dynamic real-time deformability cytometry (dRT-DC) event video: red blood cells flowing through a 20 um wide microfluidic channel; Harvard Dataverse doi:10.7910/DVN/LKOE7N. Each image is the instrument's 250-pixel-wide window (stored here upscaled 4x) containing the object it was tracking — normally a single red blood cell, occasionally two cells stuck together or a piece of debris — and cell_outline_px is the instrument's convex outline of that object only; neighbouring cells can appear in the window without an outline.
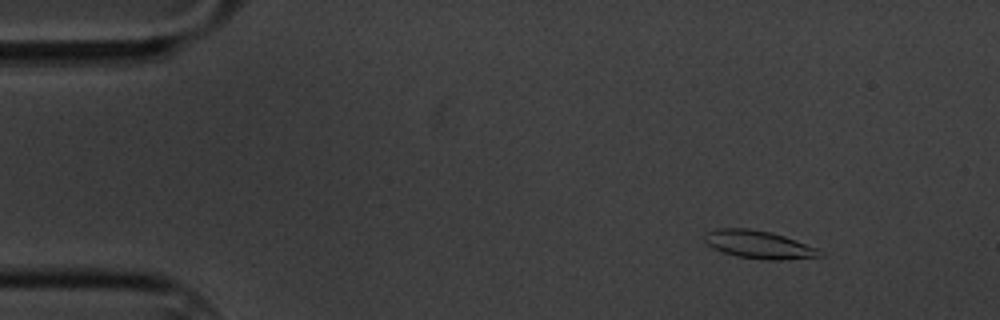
{"species": "common noctule bat (a hibernating species)", "species_latin": "Nyctalus noctula", "temperature_condition": "cold", "stored_images_in_passage": 60, "camera_frame_rate_fps": 3000, "um_per_image_px": 0.085, "animal": {"sex": "male", "body_mass_g": 20.1, "forearm_length_mm": 53.5}, "frame": {"image": 1, "passage_image": 7, "time_ms": 2.0, "image_size_px": [1000, 320], "cell_outline_px": [[824, 256], [780, 260], [764, 260], [736, 256], [724, 252], [708, 244], [704, 240], [704, 236], [708, 232], [716, 228], [748, 228], [772, 232], [784, 236], [816, 248], [824, 252]], "centroid_in_image_um": [64.52, 20.79], "position_along_channel_um": 20.5, "area_um2": 18.61}}
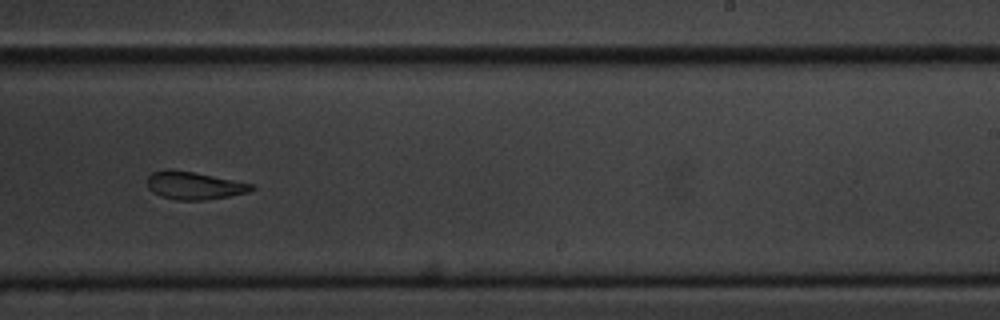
{"frame": {"image": 2, "passage_image": 37, "time_ms": 12.0, "image_size_px": [1000, 320], "cell_outline_px": [[256, 188], [248, 192], [228, 196], [204, 200], [176, 200], [160, 196], [152, 192], [148, 188], [148, 176], [152, 172], [168, 168], [172, 168], [252, 184]], "centroid_in_image_um": [16.44, 15.77], "position_along_channel_um": 272.6, "area_um2": 16.76}}
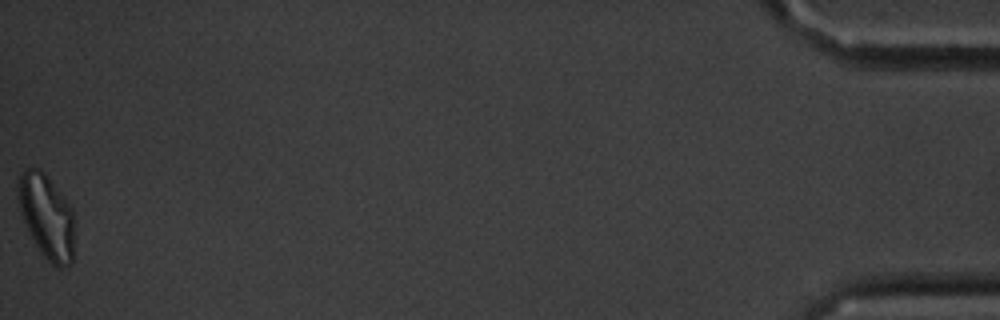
{"frame": {"image": 3, "passage_image": 60, "time_ms": 19.667, "image_size_px": [1000, 320], "cell_outline_px": [[72, 264], [60, 268], [52, 264], [40, 252], [28, 232], [20, 212], [16, 196], [20, 176], [24, 168], [36, 168], [44, 172], [72, 208]], "centroid_in_image_um": [3.92, 18.39], "position_along_channel_um": 431.3, "area_um2": 27.34}, "authors_computed_cell_mechanics": {"area_um2": 18.3804, "velocity_mm_per_s": 3.3267, "shape_relaxation_time_tau1_ms": 3.9176, "shape_relaxation_time_tau2_ms": 5.7381, "deformation_change_tau1": 0.149, "deformation_change_tau2": 0.1468}}